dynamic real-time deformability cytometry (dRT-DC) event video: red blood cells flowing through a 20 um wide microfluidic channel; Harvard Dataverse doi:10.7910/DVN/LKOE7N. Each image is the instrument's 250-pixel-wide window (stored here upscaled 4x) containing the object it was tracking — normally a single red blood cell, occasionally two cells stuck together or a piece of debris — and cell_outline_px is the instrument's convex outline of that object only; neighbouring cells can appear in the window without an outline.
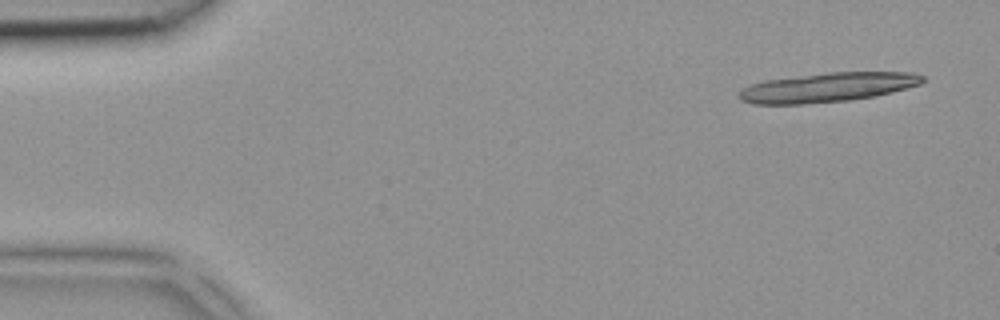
{"species": "common noctule bat (a hibernating species)", "species_latin": "Nyctalus noctula", "temperature_condition": "room temperature", "stored_images_in_passage": 3, "camera_frame_rate_fps": 3000, "um_per_image_px": 0.085, "animal": {"sex": "female", "body_mass_g": 18.4}, "frame": {"image": 1, "passage_image": 1, "time_ms": 0.0, "image_size_px": [1000, 320], "cell_outline_px": [[924, 80], [920, 84], [892, 92], [876, 96], [852, 100], [804, 104], [752, 104], [740, 100], [736, 96], [744, 88], [752, 84], [764, 80], [828, 72], [912, 72], [924, 76]], "centroid_in_image_um": [70.33, 7.43], "position_along_channel_um": 14.7, "area_um2": 31.5}}